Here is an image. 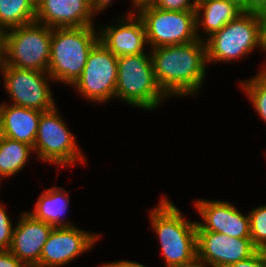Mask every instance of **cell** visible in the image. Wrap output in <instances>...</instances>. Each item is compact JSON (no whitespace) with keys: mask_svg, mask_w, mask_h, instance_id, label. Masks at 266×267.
Instances as JSON below:
<instances>
[{"mask_svg":"<svg viewBox=\"0 0 266 267\" xmlns=\"http://www.w3.org/2000/svg\"><path fill=\"white\" fill-rule=\"evenodd\" d=\"M150 54L157 83L168 97L197 96L208 65L204 40L156 47Z\"/></svg>","mask_w":266,"mask_h":267,"instance_id":"cell-1","label":"cell"},{"mask_svg":"<svg viewBox=\"0 0 266 267\" xmlns=\"http://www.w3.org/2000/svg\"><path fill=\"white\" fill-rule=\"evenodd\" d=\"M152 210V211H151ZM150 210V223L159 238L166 267H189L197 263L196 221L186 220L166 197Z\"/></svg>","mask_w":266,"mask_h":267,"instance_id":"cell-2","label":"cell"},{"mask_svg":"<svg viewBox=\"0 0 266 267\" xmlns=\"http://www.w3.org/2000/svg\"><path fill=\"white\" fill-rule=\"evenodd\" d=\"M95 28H52L48 73L53 82L73 85L80 77L90 51L99 42Z\"/></svg>","mask_w":266,"mask_h":267,"instance_id":"cell-3","label":"cell"},{"mask_svg":"<svg viewBox=\"0 0 266 267\" xmlns=\"http://www.w3.org/2000/svg\"><path fill=\"white\" fill-rule=\"evenodd\" d=\"M207 63L231 62L263 49V18L257 11H244L219 31L204 39Z\"/></svg>","mask_w":266,"mask_h":267,"instance_id":"cell-4","label":"cell"},{"mask_svg":"<svg viewBox=\"0 0 266 267\" xmlns=\"http://www.w3.org/2000/svg\"><path fill=\"white\" fill-rule=\"evenodd\" d=\"M117 64L115 98L150 111L169 98L157 83L151 54L118 57Z\"/></svg>","mask_w":266,"mask_h":267,"instance_id":"cell-5","label":"cell"},{"mask_svg":"<svg viewBox=\"0 0 266 267\" xmlns=\"http://www.w3.org/2000/svg\"><path fill=\"white\" fill-rule=\"evenodd\" d=\"M9 30L2 33L0 65L48 71L52 28L35 21Z\"/></svg>","mask_w":266,"mask_h":267,"instance_id":"cell-6","label":"cell"},{"mask_svg":"<svg viewBox=\"0 0 266 267\" xmlns=\"http://www.w3.org/2000/svg\"><path fill=\"white\" fill-rule=\"evenodd\" d=\"M135 11L143 22L147 45L151 49L199 40L195 11L160 10L151 3L141 5Z\"/></svg>","mask_w":266,"mask_h":267,"instance_id":"cell-7","label":"cell"},{"mask_svg":"<svg viewBox=\"0 0 266 267\" xmlns=\"http://www.w3.org/2000/svg\"><path fill=\"white\" fill-rule=\"evenodd\" d=\"M58 112L56 106L42 112L33 147L34 152L41 161L61 167L74 165L77 161L85 163L75 135L70 132Z\"/></svg>","mask_w":266,"mask_h":267,"instance_id":"cell-8","label":"cell"},{"mask_svg":"<svg viewBox=\"0 0 266 267\" xmlns=\"http://www.w3.org/2000/svg\"><path fill=\"white\" fill-rule=\"evenodd\" d=\"M118 57L100 41L92 48L80 77L71 86L92 102L105 103L114 98Z\"/></svg>","mask_w":266,"mask_h":267,"instance_id":"cell-9","label":"cell"},{"mask_svg":"<svg viewBox=\"0 0 266 267\" xmlns=\"http://www.w3.org/2000/svg\"><path fill=\"white\" fill-rule=\"evenodd\" d=\"M0 71L12 105L41 112L56 106L49 86L52 77L48 71L19 69L9 65H0Z\"/></svg>","mask_w":266,"mask_h":267,"instance_id":"cell-10","label":"cell"},{"mask_svg":"<svg viewBox=\"0 0 266 267\" xmlns=\"http://www.w3.org/2000/svg\"><path fill=\"white\" fill-rule=\"evenodd\" d=\"M78 226L53 227L40 256L39 267H62L90 250L101 234ZM100 235V236H99Z\"/></svg>","mask_w":266,"mask_h":267,"instance_id":"cell-11","label":"cell"},{"mask_svg":"<svg viewBox=\"0 0 266 267\" xmlns=\"http://www.w3.org/2000/svg\"><path fill=\"white\" fill-rule=\"evenodd\" d=\"M257 250L251 238L228 237L218 232L197 231V262L205 267H226L249 258Z\"/></svg>","mask_w":266,"mask_h":267,"instance_id":"cell-12","label":"cell"},{"mask_svg":"<svg viewBox=\"0 0 266 267\" xmlns=\"http://www.w3.org/2000/svg\"><path fill=\"white\" fill-rule=\"evenodd\" d=\"M195 208L203 222H196L197 231H211L228 237L250 238L249 215H243L235 205L227 201H195Z\"/></svg>","mask_w":266,"mask_h":267,"instance_id":"cell-13","label":"cell"},{"mask_svg":"<svg viewBox=\"0 0 266 267\" xmlns=\"http://www.w3.org/2000/svg\"><path fill=\"white\" fill-rule=\"evenodd\" d=\"M126 15L116 25L101 27L99 33V41L117 57L146 53L147 39L142 20L133 10Z\"/></svg>","mask_w":266,"mask_h":267,"instance_id":"cell-14","label":"cell"},{"mask_svg":"<svg viewBox=\"0 0 266 267\" xmlns=\"http://www.w3.org/2000/svg\"><path fill=\"white\" fill-rule=\"evenodd\" d=\"M14 226L9 251L28 267H39L43 246L53 226L24 212Z\"/></svg>","mask_w":266,"mask_h":267,"instance_id":"cell-15","label":"cell"},{"mask_svg":"<svg viewBox=\"0 0 266 267\" xmlns=\"http://www.w3.org/2000/svg\"><path fill=\"white\" fill-rule=\"evenodd\" d=\"M90 0H43L35 21L50 28L92 26Z\"/></svg>","mask_w":266,"mask_h":267,"instance_id":"cell-16","label":"cell"},{"mask_svg":"<svg viewBox=\"0 0 266 267\" xmlns=\"http://www.w3.org/2000/svg\"><path fill=\"white\" fill-rule=\"evenodd\" d=\"M8 104H0V135L34 147L42 112Z\"/></svg>","mask_w":266,"mask_h":267,"instance_id":"cell-17","label":"cell"},{"mask_svg":"<svg viewBox=\"0 0 266 267\" xmlns=\"http://www.w3.org/2000/svg\"><path fill=\"white\" fill-rule=\"evenodd\" d=\"M242 12L244 10L238 0H198L195 8L198 39L204 40L199 33L201 27L204 29V34L206 33V39L236 19Z\"/></svg>","mask_w":266,"mask_h":267,"instance_id":"cell-18","label":"cell"},{"mask_svg":"<svg viewBox=\"0 0 266 267\" xmlns=\"http://www.w3.org/2000/svg\"><path fill=\"white\" fill-rule=\"evenodd\" d=\"M69 203V194L66 189L54 186L44 190L38 198L35 208L27 212L35 219L46 222L53 227L73 226L68 220L66 222L63 216Z\"/></svg>","mask_w":266,"mask_h":267,"instance_id":"cell-19","label":"cell"},{"mask_svg":"<svg viewBox=\"0 0 266 267\" xmlns=\"http://www.w3.org/2000/svg\"><path fill=\"white\" fill-rule=\"evenodd\" d=\"M33 151L26 143L0 135V180L18 174Z\"/></svg>","mask_w":266,"mask_h":267,"instance_id":"cell-20","label":"cell"},{"mask_svg":"<svg viewBox=\"0 0 266 267\" xmlns=\"http://www.w3.org/2000/svg\"><path fill=\"white\" fill-rule=\"evenodd\" d=\"M36 10L28 0H0V31L35 22Z\"/></svg>","mask_w":266,"mask_h":267,"instance_id":"cell-21","label":"cell"},{"mask_svg":"<svg viewBox=\"0 0 266 267\" xmlns=\"http://www.w3.org/2000/svg\"><path fill=\"white\" fill-rule=\"evenodd\" d=\"M239 84L247 94L255 111L266 123V69L260 70L257 75L255 74L251 79L241 81Z\"/></svg>","mask_w":266,"mask_h":267,"instance_id":"cell-22","label":"cell"},{"mask_svg":"<svg viewBox=\"0 0 266 267\" xmlns=\"http://www.w3.org/2000/svg\"><path fill=\"white\" fill-rule=\"evenodd\" d=\"M248 215L251 241L258 250L266 251V205H259Z\"/></svg>","mask_w":266,"mask_h":267,"instance_id":"cell-23","label":"cell"},{"mask_svg":"<svg viewBox=\"0 0 266 267\" xmlns=\"http://www.w3.org/2000/svg\"><path fill=\"white\" fill-rule=\"evenodd\" d=\"M12 225L6 209L0 204V250L10 249L14 229Z\"/></svg>","mask_w":266,"mask_h":267,"instance_id":"cell-24","label":"cell"},{"mask_svg":"<svg viewBox=\"0 0 266 267\" xmlns=\"http://www.w3.org/2000/svg\"><path fill=\"white\" fill-rule=\"evenodd\" d=\"M198 0H154L151 4L160 10L195 11Z\"/></svg>","mask_w":266,"mask_h":267,"instance_id":"cell-25","label":"cell"},{"mask_svg":"<svg viewBox=\"0 0 266 267\" xmlns=\"http://www.w3.org/2000/svg\"><path fill=\"white\" fill-rule=\"evenodd\" d=\"M226 267H266V251L257 250L249 258L235 262Z\"/></svg>","mask_w":266,"mask_h":267,"instance_id":"cell-26","label":"cell"},{"mask_svg":"<svg viewBox=\"0 0 266 267\" xmlns=\"http://www.w3.org/2000/svg\"><path fill=\"white\" fill-rule=\"evenodd\" d=\"M0 267H28L9 250H0Z\"/></svg>","mask_w":266,"mask_h":267,"instance_id":"cell-27","label":"cell"},{"mask_svg":"<svg viewBox=\"0 0 266 267\" xmlns=\"http://www.w3.org/2000/svg\"><path fill=\"white\" fill-rule=\"evenodd\" d=\"M240 5L244 11L263 12L266 8V0H241Z\"/></svg>","mask_w":266,"mask_h":267,"instance_id":"cell-28","label":"cell"},{"mask_svg":"<svg viewBox=\"0 0 266 267\" xmlns=\"http://www.w3.org/2000/svg\"><path fill=\"white\" fill-rule=\"evenodd\" d=\"M112 2L113 0H90V7L93 15H96L97 13L99 14V12L102 13V11L106 10V7H108Z\"/></svg>","mask_w":266,"mask_h":267,"instance_id":"cell-29","label":"cell"},{"mask_svg":"<svg viewBox=\"0 0 266 267\" xmlns=\"http://www.w3.org/2000/svg\"><path fill=\"white\" fill-rule=\"evenodd\" d=\"M101 267H147V266L141 263L139 264L138 262L134 261L121 260L110 263H104Z\"/></svg>","mask_w":266,"mask_h":267,"instance_id":"cell-30","label":"cell"},{"mask_svg":"<svg viewBox=\"0 0 266 267\" xmlns=\"http://www.w3.org/2000/svg\"><path fill=\"white\" fill-rule=\"evenodd\" d=\"M154 0H133V7L135 8H132L135 12L136 8L141 6V5H144V4H149V3H152Z\"/></svg>","mask_w":266,"mask_h":267,"instance_id":"cell-31","label":"cell"},{"mask_svg":"<svg viewBox=\"0 0 266 267\" xmlns=\"http://www.w3.org/2000/svg\"><path fill=\"white\" fill-rule=\"evenodd\" d=\"M263 18V51L266 52V17Z\"/></svg>","mask_w":266,"mask_h":267,"instance_id":"cell-32","label":"cell"},{"mask_svg":"<svg viewBox=\"0 0 266 267\" xmlns=\"http://www.w3.org/2000/svg\"><path fill=\"white\" fill-rule=\"evenodd\" d=\"M29 3L33 6V8L36 10L40 4L43 2V0H28Z\"/></svg>","mask_w":266,"mask_h":267,"instance_id":"cell-33","label":"cell"},{"mask_svg":"<svg viewBox=\"0 0 266 267\" xmlns=\"http://www.w3.org/2000/svg\"><path fill=\"white\" fill-rule=\"evenodd\" d=\"M2 55V32L0 31V60Z\"/></svg>","mask_w":266,"mask_h":267,"instance_id":"cell-34","label":"cell"},{"mask_svg":"<svg viewBox=\"0 0 266 267\" xmlns=\"http://www.w3.org/2000/svg\"><path fill=\"white\" fill-rule=\"evenodd\" d=\"M189 267H205V266L197 262L195 265Z\"/></svg>","mask_w":266,"mask_h":267,"instance_id":"cell-35","label":"cell"},{"mask_svg":"<svg viewBox=\"0 0 266 267\" xmlns=\"http://www.w3.org/2000/svg\"><path fill=\"white\" fill-rule=\"evenodd\" d=\"M262 17H266V8H265L264 11L262 12Z\"/></svg>","mask_w":266,"mask_h":267,"instance_id":"cell-36","label":"cell"}]
</instances>
